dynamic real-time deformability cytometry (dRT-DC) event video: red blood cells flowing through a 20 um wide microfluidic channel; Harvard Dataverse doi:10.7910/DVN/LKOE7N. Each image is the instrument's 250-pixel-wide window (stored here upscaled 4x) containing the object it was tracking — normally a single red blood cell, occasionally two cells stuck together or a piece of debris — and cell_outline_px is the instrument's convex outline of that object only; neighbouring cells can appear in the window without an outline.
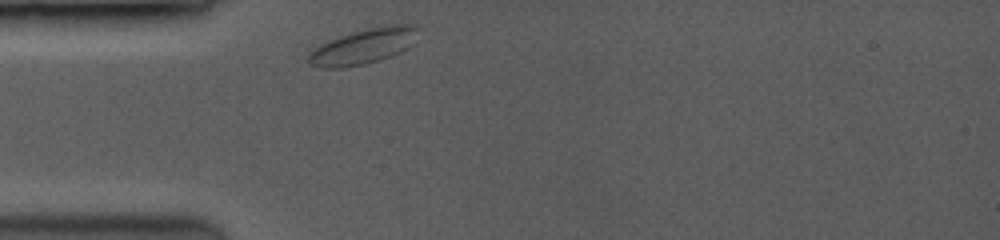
{"species": "common noctule bat (a hibernating species)", "species_latin": "Nyctalus noctula", "temperature_condition": "room temperature", "stored_images_in_passage": 62, "camera_frame_rate_fps": 3500, "um_per_image_px": 0.085, "animal": {"sex": "female", "body_mass_g": 19.0, "forearm_length_mm": 53.3}, "frame": {"image": 1, "passage_image": 1, "time_ms": 0.0, "image_size_px": [1000, 240], "cell_outline_px": [[420, 28], [412, 44], [400, 52], [364, 64], [340, 68], [320, 68], [308, 64], [308, 56], [320, 44], [328, 40], [340, 36], [368, 28], [392, 24], [416, 24]], "centroid_in_image_um": [30.9, 3.92], "position_along_channel_um": 54.1, "area_um2": 22.37}}
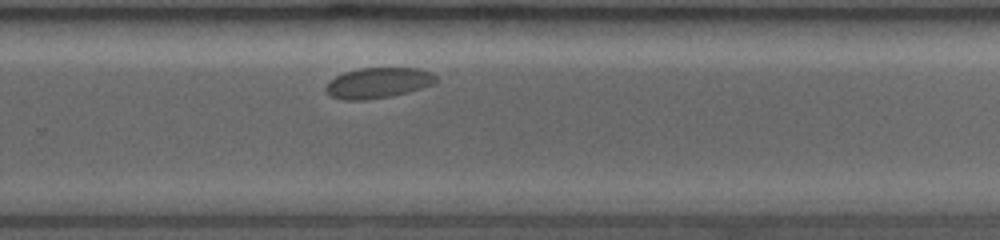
{"frame": {"image": 2, "passage_image": 51, "time_ms": 6.857, "image_size_px": [1000, 240], "cell_outline_px": [[436, 80], [432, 84], [408, 92], [388, 96], [364, 100], [344, 100], [332, 96], [328, 92], [328, 84], [336, 76], [344, 72], [360, 68], [420, 68], [432, 72], [436, 76]], "centroid_in_image_um": [32.18, 7.03], "position_along_channel_um": 297.6, "area_um2": 19.19}}
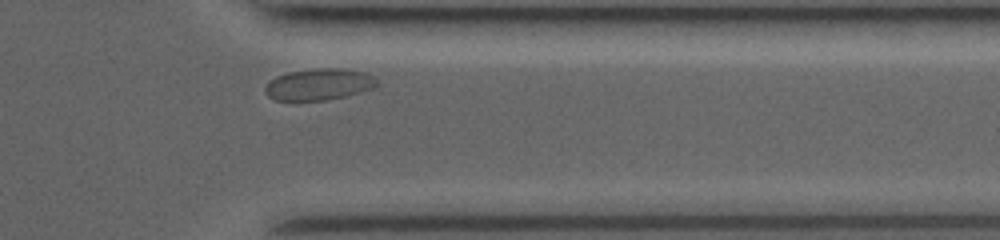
{"frame": {"image": 3, "passage_image": 59, "time_ms": 9.143, "image_size_px": [1000, 240], "cell_outline_px": [[376, 84], [372, 88], [344, 96], [328, 100], [276, 100], [268, 96], [264, 92], [264, 88], [276, 76], [292, 72], [320, 68], [340, 68], [364, 72], [372, 76], [376, 80]], "centroid_in_image_um": [27.09, 7.17], "position_along_channel_um": 384.3, "area_um2": 20.06}}